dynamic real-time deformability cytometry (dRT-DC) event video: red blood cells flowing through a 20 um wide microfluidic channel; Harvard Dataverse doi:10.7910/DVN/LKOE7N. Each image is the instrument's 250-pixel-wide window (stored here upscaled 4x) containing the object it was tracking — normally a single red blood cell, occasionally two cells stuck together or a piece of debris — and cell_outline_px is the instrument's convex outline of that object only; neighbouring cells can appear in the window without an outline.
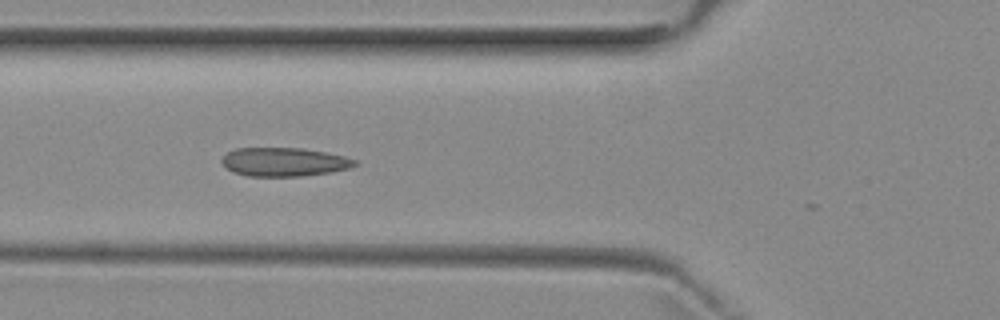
{"species": "common noctule bat (a hibernating species)", "species_latin": "Nyctalus noctula", "temperature_condition": "room temperature", "stored_images_in_passage": 6, "camera_frame_rate_fps": 3000, "um_per_image_px": 0.085, "animal": {"sex": "female", "body_mass_g": 29.2, "forearm_length_mm": 56.3}, "frame": {"image": 1, "passage_image": 5, "time_ms": 4.667, "image_size_px": [1000, 320], "cell_outline_px": [[356, 164], [348, 168], [332, 172], [300, 176], [248, 176], [232, 172], [220, 160], [228, 152], [236, 148], [304, 148], [344, 156], [356, 160]], "centroid_in_image_um": [24.13, 13.76], "position_along_channel_um": 101.7, "area_um2": 22.08}}
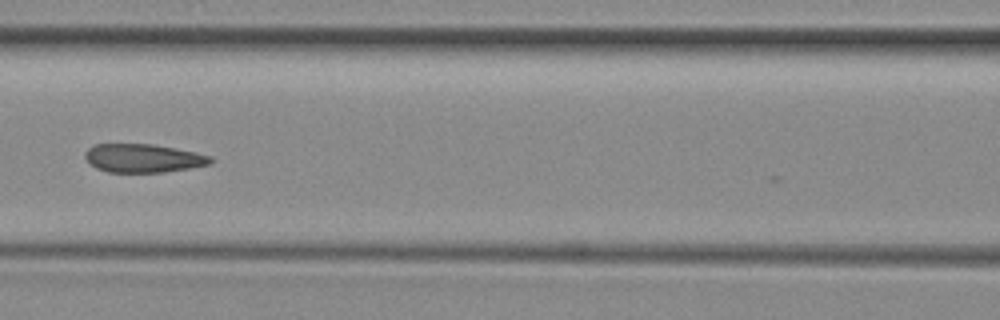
{"frame": {"image": 2, "passage_image": 6, "time_ms": 6.0, "image_size_px": [1000, 320], "cell_outline_px": [[212, 164], [164, 172], [108, 172], [96, 168], [88, 164], [84, 156], [84, 152], [88, 148], [96, 144], [152, 144], [196, 152], [212, 156]], "centroid_in_image_um": [12.14, 13.45], "position_along_channel_um": 154.5, "area_um2": 20.92}}